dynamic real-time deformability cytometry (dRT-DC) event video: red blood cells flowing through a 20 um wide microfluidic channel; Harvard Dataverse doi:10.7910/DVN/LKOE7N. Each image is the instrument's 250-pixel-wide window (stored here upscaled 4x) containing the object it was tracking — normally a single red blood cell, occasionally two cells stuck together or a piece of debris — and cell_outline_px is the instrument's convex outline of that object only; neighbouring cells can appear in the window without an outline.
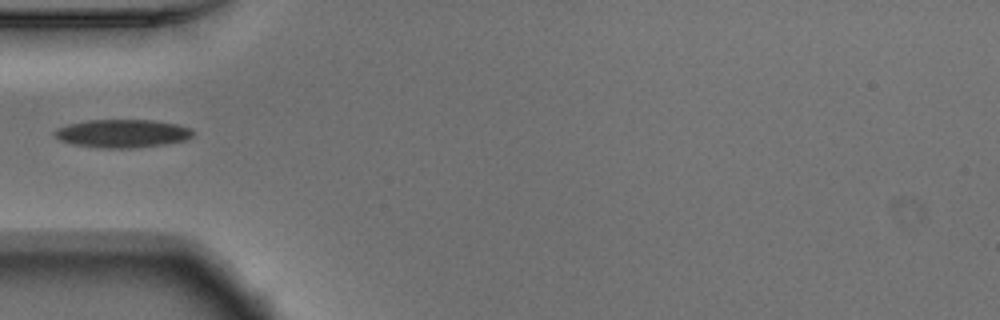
{"species": "Egyptian fruit bat (a non-hibernating species)", "species_latin": "Rousettus aegyptiacus", "temperature_condition": "warm", "stored_images_in_passage": 5, "camera_frame_rate_fps": 3000, "um_per_image_px": 0.085, "animal": {"sex": "male"}, "frame": {"image": 1, "passage_image": 1, "time_ms": 0.0, "image_size_px": [1000, 320], "cell_outline_px": [[196, 132], [192, 136], [184, 140], [164, 144], [132, 148], [100, 148], [72, 144], [60, 140], [52, 132], [56, 128], [68, 124], [88, 120], [152, 120], [176, 124], [192, 128]], "centroid_in_image_um": [10.4, 11.34], "position_along_channel_um": 74.6, "area_um2": 22.77}}